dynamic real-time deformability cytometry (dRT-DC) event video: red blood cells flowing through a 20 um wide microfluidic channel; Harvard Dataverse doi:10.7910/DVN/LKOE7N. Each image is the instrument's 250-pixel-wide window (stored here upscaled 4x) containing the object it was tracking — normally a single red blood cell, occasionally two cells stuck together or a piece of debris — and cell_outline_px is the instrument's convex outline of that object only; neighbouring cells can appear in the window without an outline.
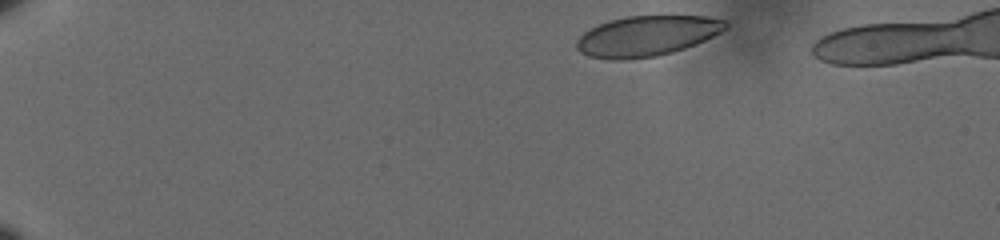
{"species": "human", "species_latin": "Homo sapiens", "temperature_condition": "cold", "stored_images_in_passage": 45, "camera_frame_rate_fps": 3000, "um_per_image_px": 0.085, "donor": {"sex": "male"}, "frame": {"image": 1, "passage_image": 1, "time_ms": 0.0, "image_size_px": [1000, 240], "cell_outline_px": [[728, 28], [696, 44], [672, 52], [656, 56], [620, 60], [612, 60], [588, 56], [580, 52], [576, 48], [576, 40], [584, 32], [608, 20], [628, 16], [704, 16], [724, 20], [728, 24]], "centroid_in_image_um": [54.96, 3.06], "position_along_channel_um": 30.0, "area_um2": 34.85}}
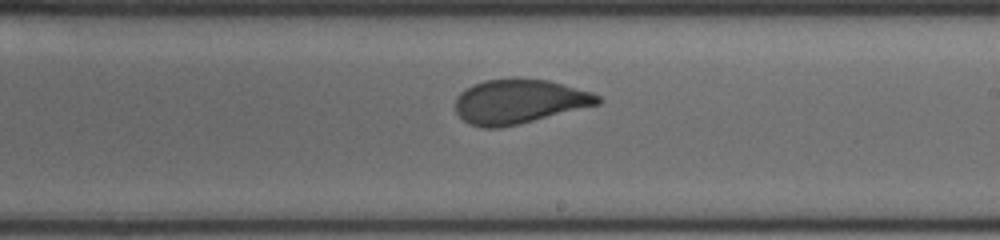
{"frame": {"image": 2, "passage_image": 26, "time_ms": 8.333, "image_size_px": [1000, 240], "cell_outline_px": [[600, 104], [520, 124], [500, 128], [480, 128], [468, 124], [456, 112], [456, 96], [460, 92], [484, 80], [548, 80], [592, 92], [600, 96]], "centroid_in_image_um": [44.13, 8.67], "position_along_channel_um": 244.9, "area_um2": 36.36}}
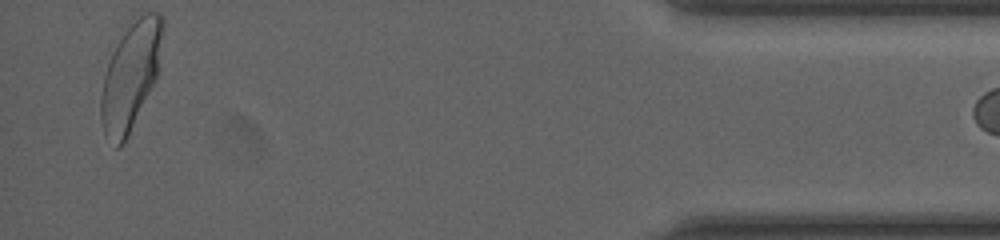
{"frame": {"image": 3, "passage_image": 44, "time_ms": 14.333, "image_size_px": [1000, 240], "cell_outline_px": [[164, 24], [156, 76], [120, 148], [116, 148], [104, 136], [100, 116], [100, 100], [104, 76], [112, 52], [124, 32], [140, 16], [148, 12], [160, 12], [164, 20]], "centroid_in_image_um": [11.07, 6.45], "position_along_channel_um": 424.1, "area_um2": 37.28}}